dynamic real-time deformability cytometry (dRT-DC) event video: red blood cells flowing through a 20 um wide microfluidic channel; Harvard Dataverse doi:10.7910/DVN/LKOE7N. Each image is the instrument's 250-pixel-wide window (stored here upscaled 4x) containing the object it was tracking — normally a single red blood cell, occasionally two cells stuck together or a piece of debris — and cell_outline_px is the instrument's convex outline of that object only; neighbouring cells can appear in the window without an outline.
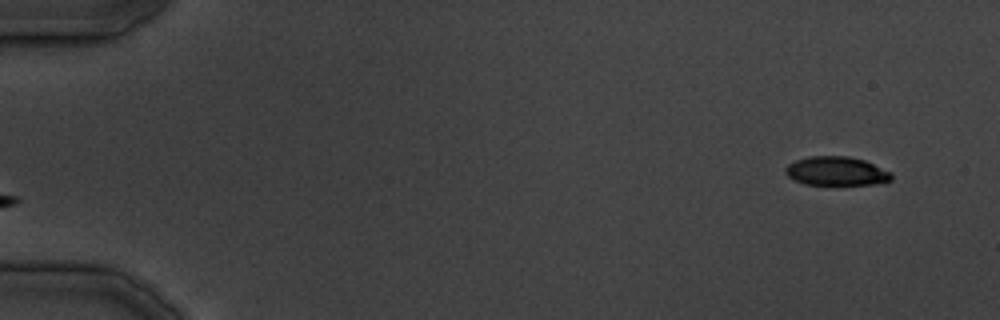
{"species": "common noctule bat (a hibernating species)", "species_latin": "Nyctalus noctula", "temperature_condition": "cold", "stored_images_in_passage": 5, "camera_frame_rate_fps": 3000, "um_per_image_px": 0.085, "animal": {"sex": "male", "body_mass_g": 19.5, "forearm_length_mm": 54.6}, "frame": {"image": 1, "passage_image": 1, "time_ms": 0.0, "image_size_px": [1000, 320], "cell_outline_px": [[892, 180], [884, 184], [804, 184], [788, 176], [784, 172], [784, 168], [788, 164], [796, 160], [808, 156], [848, 156], [864, 160], [892, 172]], "centroid_in_image_um": [71.12, 14.54], "position_along_channel_um": 13.9, "area_um2": 17.92}}